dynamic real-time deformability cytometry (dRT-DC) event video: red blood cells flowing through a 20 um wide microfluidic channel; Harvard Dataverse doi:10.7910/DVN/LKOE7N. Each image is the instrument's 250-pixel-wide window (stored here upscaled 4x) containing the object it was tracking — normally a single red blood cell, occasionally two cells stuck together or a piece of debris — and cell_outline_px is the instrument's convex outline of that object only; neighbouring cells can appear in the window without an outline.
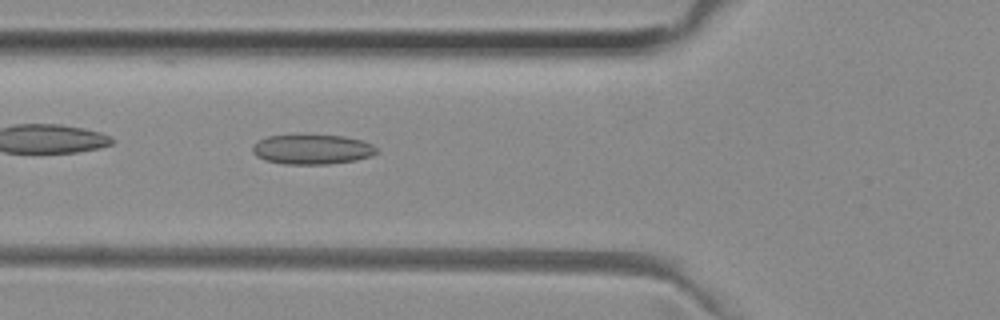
{"species": "common noctule bat (a hibernating species)", "species_latin": "Nyctalus noctula", "temperature_condition": "room temperature", "stored_images_in_passage": 52, "camera_frame_rate_fps": 3000, "um_per_image_px": 0.085, "animal": {"sex": "female", "body_mass_g": 29.2, "forearm_length_mm": 56.3}, "frame": {"image": 1, "passage_image": 19, "time_ms": 6.0, "image_size_px": [1000, 320], "cell_outline_px": [[376, 152], [372, 156], [356, 160], [328, 164], [284, 164], [264, 160], [256, 156], [252, 152], [252, 148], [260, 140], [268, 136], [304, 132], [308, 132], [344, 136], [364, 140], [372, 144], [376, 148]], "centroid_in_image_um": [26.53, 12.65], "position_along_channel_um": 99.3, "area_um2": 22.43}}
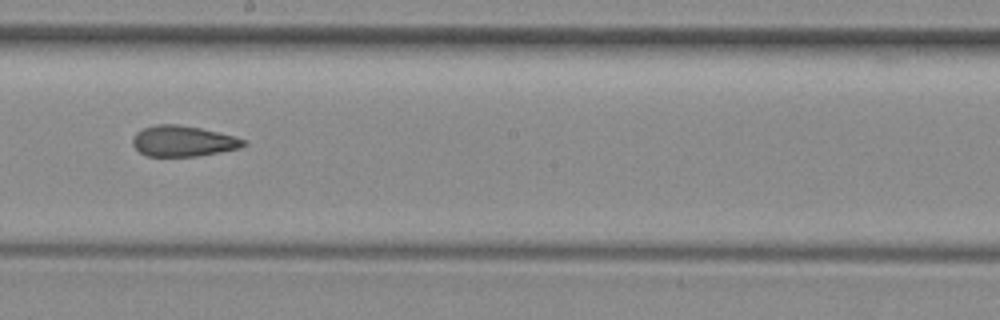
{"frame": {"image": 2, "passage_image": 29, "time_ms": 9.333, "image_size_px": [1000, 320], "cell_outline_px": [[248, 144], [240, 148], [220, 152], [196, 156], [148, 156], [140, 152], [132, 144], [132, 140], [136, 132], [144, 128], [156, 124], [176, 124], [200, 128], [236, 136], [248, 140]], "centroid_in_image_um": [15.6, 11.99], "position_along_channel_um": 232.6, "area_um2": 19.94}}
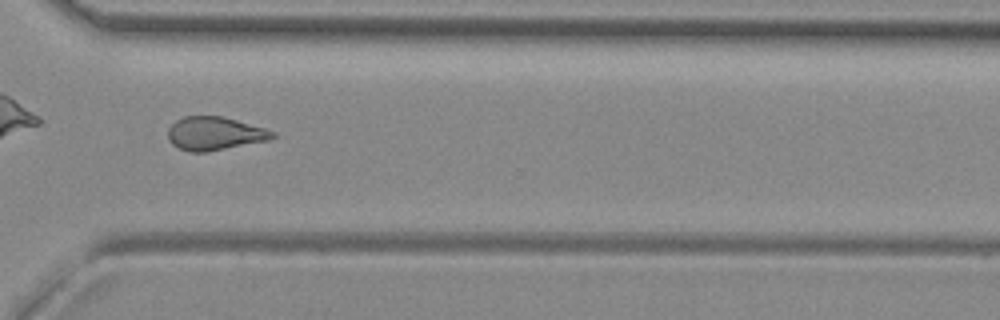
{"frame": {"image": 3, "passage_image": 38, "time_ms": 12.333, "image_size_px": [1000, 320], "cell_outline_px": [[276, 136], [268, 140], [208, 152], [188, 152], [172, 144], [168, 140], [168, 128], [176, 120], [184, 116], [220, 116], [236, 120], [264, 128], [276, 132]], "centroid_in_image_um": [18.23, 11.35], "position_along_channel_um": 352.4, "area_um2": 20.29}, "authors_computed_cell_mechanics": {"area_um2": 20.7502, "velocity_mm_per_s": 3.9993, "shape_relaxation_time_tau1_ms": null, "shape_relaxation_time_tau2_ms": 2.8767, "deformation_change_tau1": null, "deformation_change_tau2": 0.1131}}